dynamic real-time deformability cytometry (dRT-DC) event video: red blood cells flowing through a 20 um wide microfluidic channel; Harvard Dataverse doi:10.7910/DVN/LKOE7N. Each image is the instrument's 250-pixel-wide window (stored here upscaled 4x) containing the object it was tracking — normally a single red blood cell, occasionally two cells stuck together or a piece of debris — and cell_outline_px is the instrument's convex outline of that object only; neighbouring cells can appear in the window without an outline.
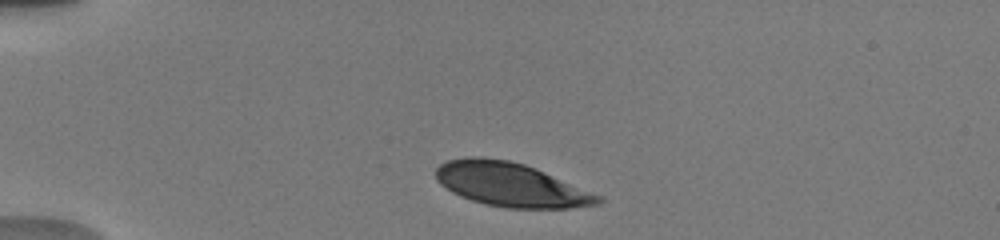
{"species": "human", "species_latin": "Homo sapiens", "temperature_condition": "warm", "stored_images_in_passage": 11, "camera_frame_rate_fps": 3000, "um_per_image_px": 0.085, "donor": {"sex": "male"}, "frame": {"image": 1, "passage_image": 4, "time_ms": 1.0, "image_size_px": [1000, 240], "cell_outline_px": [[604, 200], [600, 204], [568, 208], [504, 208], [484, 204], [460, 196], [452, 192], [440, 184], [436, 180], [436, 168], [440, 164], [448, 160], [468, 156], [480, 156], [508, 160], [524, 164], [536, 168], [604, 196]], "centroid_in_image_um": [43.45, 15.69], "position_along_channel_um": 41.6, "area_um2": 41.85}}
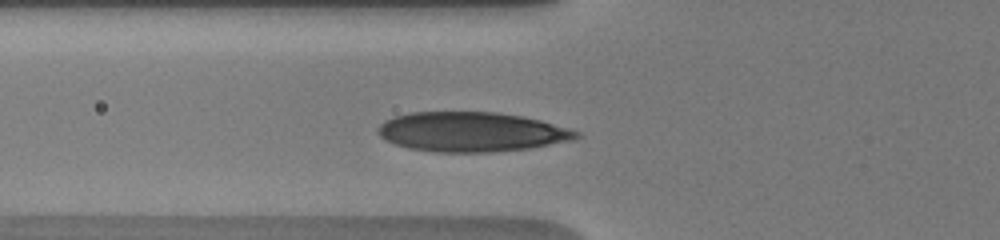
{"frame": {"image": 2, "passage_image": 8, "time_ms": 3.333, "image_size_px": [1000, 240], "cell_outline_px": [[584, 136], [576, 140], [528, 148], [492, 152], [436, 152], [408, 148], [384, 140], [376, 132], [376, 128], [384, 120], [408, 112], [496, 112], [524, 116], [540, 120], [568, 128], [580, 132]], "centroid_in_image_um": [40.08, 11.21], "position_along_channel_um": 85.7, "area_um2": 46.18}}
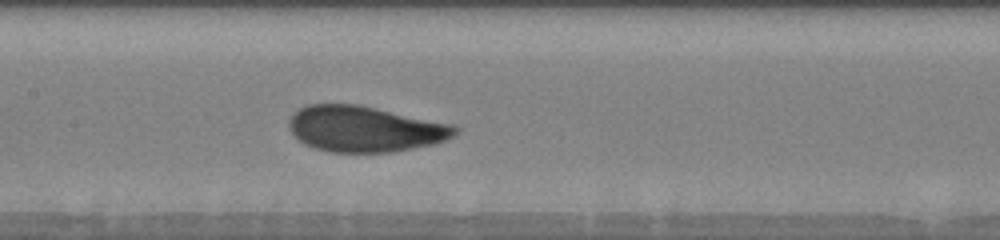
{"frame": {"image": 3, "passage_image": 11, "time_ms": 5.667, "image_size_px": [1000, 240], "cell_outline_px": [[460, 132], [456, 136], [436, 144], [392, 152], [328, 152], [304, 144], [288, 128], [288, 120], [300, 108], [308, 104], [360, 104], [456, 124], [460, 128]], "centroid_in_image_um": [31.11, 10.95], "position_along_channel_um": 176.3, "area_um2": 45.03}}